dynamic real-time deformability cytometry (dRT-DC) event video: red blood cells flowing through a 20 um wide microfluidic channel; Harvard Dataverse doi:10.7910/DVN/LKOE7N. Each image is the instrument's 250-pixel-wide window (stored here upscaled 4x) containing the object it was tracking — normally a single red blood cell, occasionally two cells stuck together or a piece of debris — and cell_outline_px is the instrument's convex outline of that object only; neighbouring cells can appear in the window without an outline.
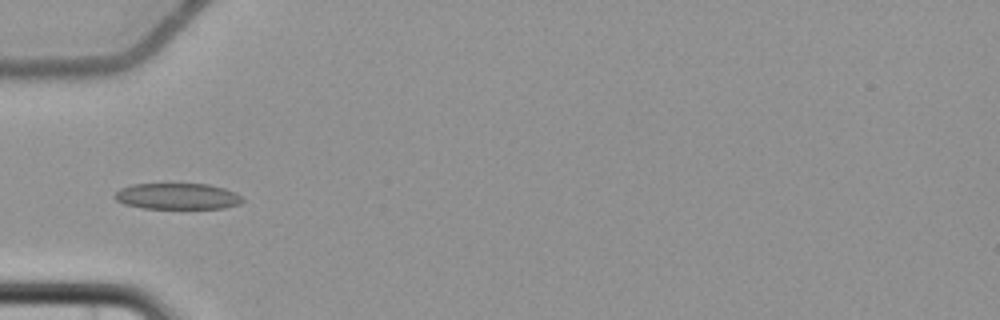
{"species": "common noctule bat (a hibernating species)", "species_latin": "Nyctalus noctula", "temperature_condition": "cold", "stored_images_in_passage": 7, "camera_frame_rate_fps": 3000, "um_per_image_px": 0.085, "animal": {"sex": "female", "body_mass_g": 22.7, "forearm_length_mm": 54.2}, "frame": {"image": 1, "passage_image": 6, "time_ms": 6.0, "image_size_px": [1000, 320], "cell_outline_px": [[244, 200], [240, 204], [224, 208], [140, 208], [124, 204], [116, 200], [112, 196], [120, 188], [132, 184], [208, 184], [224, 188], [240, 196]], "centroid_in_image_um": [15.03, 16.68], "position_along_channel_um": 70.0, "area_um2": 19.42}}
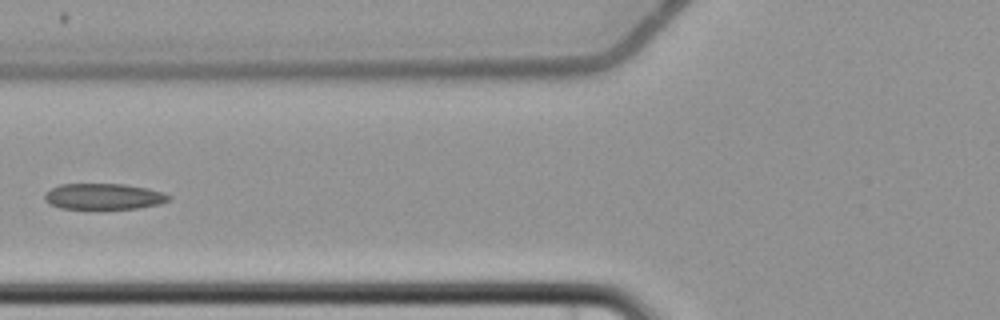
{"frame": {"image": 2, "passage_image": 7, "time_ms": 7.333, "image_size_px": [1000, 320], "cell_outline_px": [[172, 196], [168, 200], [160, 204], [136, 208], [100, 212], [60, 208], [48, 204], [44, 200], [44, 192], [60, 184], [124, 184], [148, 188], [164, 192]], "centroid_in_image_um": [8.77, 16.75], "position_along_channel_um": 117.0, "area_um2": 19.88}}